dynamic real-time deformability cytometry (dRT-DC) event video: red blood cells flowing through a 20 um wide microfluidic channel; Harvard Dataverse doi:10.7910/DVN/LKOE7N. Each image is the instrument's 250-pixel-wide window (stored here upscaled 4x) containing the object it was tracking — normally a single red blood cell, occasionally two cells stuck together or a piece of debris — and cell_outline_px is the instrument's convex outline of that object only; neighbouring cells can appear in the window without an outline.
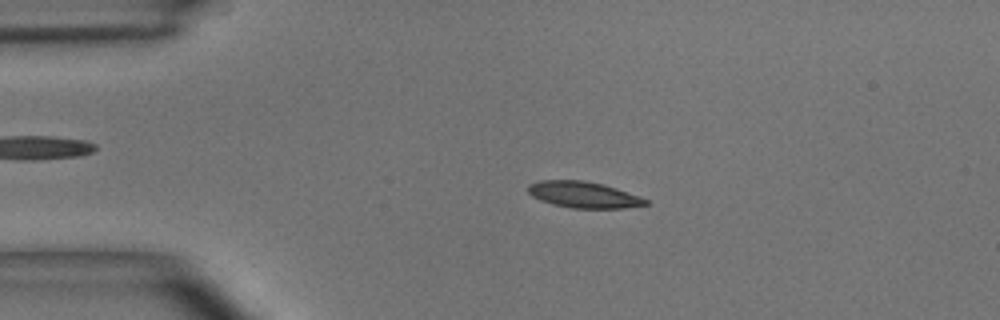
{"species": "common noctule bat (a hibernating species)", "species_latin": "Nyctalus noctula", "temperature_condition": "room temperature", "stored_images_in_passage": 49, "camera_frame_rate_fps": 3000, "um_per_image_px": 0.085, "animal": {"sex": "male", "body_mass_g": 15.6}, "frame": {"image": 1, "passage_image": 10, "time_ms": 3.0, "image_size_px": [1000, 320], "cell_outline_px": [[648, 204], [624, 208], [572, 208], [552, 204], [540, 200], [532, 196], [528, 192], [528, 184], [540, 180], [584, 180], [604, 184], [640, 196], [648, 200]], "centroid_in_image_um": [49.59, 16.54], "position_along_channel_um": 35.4, "area_um2": 18.03}}
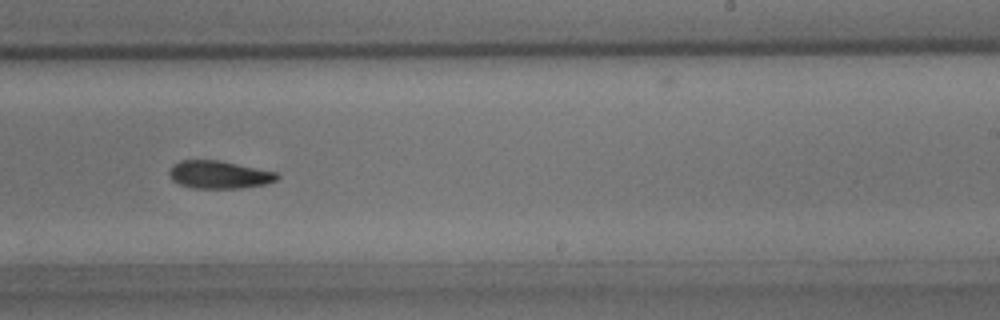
{"frame": {"image": 2, "passage_image": 30, "time_ms": 9.667, "image_size_px": [1000, 320], "cell_outline_px": [[280, 176], [276, 180], [264, 184], [240, 188], [192, 188], [180, 184], [172, 180], [168, 172], [172, 164], [180, 160], [220, 160], [276, 172]], "centroid_in_image_um": [18.59, 14.84], "position_along_channel_um": 270.4, "area_um2": 17.46}}
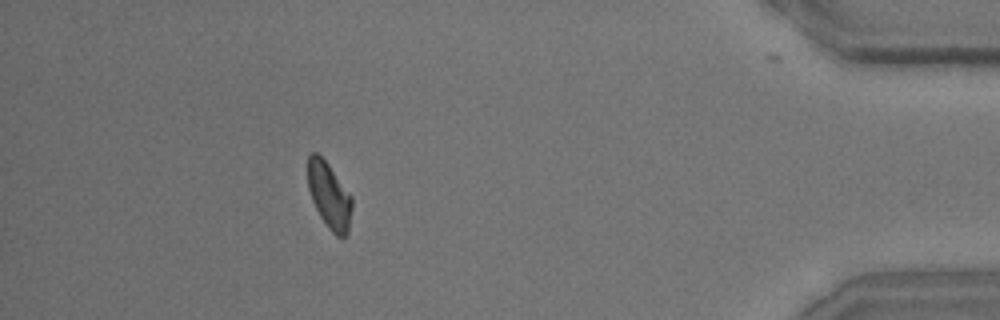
{"frame": {"image": 3, "passage_image": 44, "time_ms": 14.333, "image_size_px": [1000, 320], "cell_outline_px": [[352, 208], [348, 232], [344, 236], [336, 236], [328, 228], [320, 216], [312, 200], [308, 188], [308, 156], [312, 152], [316, 152], [328, 164], [352, 196]], "centroid_in_image_um": [27.98, 16.62], "position_along_channel_um": 407.2, "area_um2": 16.88}, "authors_computed_cell_mechanics": {"area_um2": 17.8024, "velocity_mm_per_s": 4.0438, "shape_relaxation_time_tau1_ms": 4.0059, "shape_relaxation_time_tau2_ms": null, "deformation_change_tau1": 0.1311, "deformation_change_tau2": null}}